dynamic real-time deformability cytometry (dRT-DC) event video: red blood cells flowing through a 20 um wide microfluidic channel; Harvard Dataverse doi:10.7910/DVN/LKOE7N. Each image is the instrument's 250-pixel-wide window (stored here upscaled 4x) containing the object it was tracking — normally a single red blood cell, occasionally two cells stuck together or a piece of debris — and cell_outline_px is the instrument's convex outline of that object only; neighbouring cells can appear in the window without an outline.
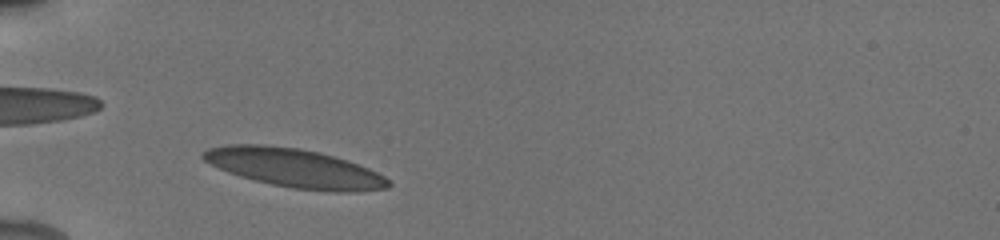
{"species": "human", "species_latin": "Homo sapiens", "temperature_condition": "cold", "stored_images_in_passage": 15, "camera_frame_rate_fps": 3000, "um_per_image_px": 0.085, "donor": {"sex": "male"}, "frame": {"image": 1, "passage_image": 4, "time_ms": 1.0, "image_size_px": [1000, 240], "cell_outline_px": [[392, 184], [388, 188], [352, 192], [328, 192], [292, 188], [272, 184], [240, 176], [228, 172], [204, 160], [200, 156], [200, 152], [208, 148], [228, 144], [264, 144], [300, 148], [320, 152], [368, 168], [384, 176]], "centroid_in_image_um": [25.01, 14.28], "position_along_channel_um": 60.0, "area_um2": 41.79}}
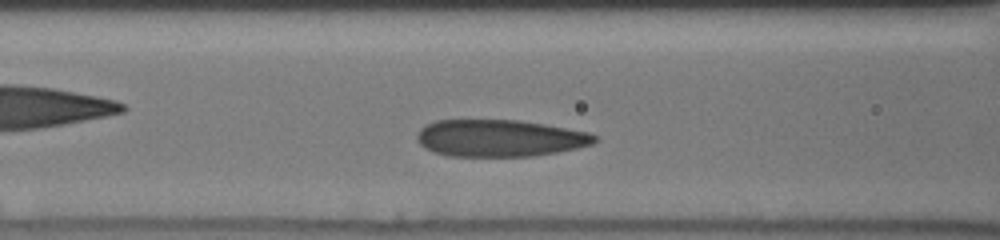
{"frame": {"image": 2, "passage_image": 11, "time_ms": 3.0, "image_size_px": [1000, 240], "cell_outline_px": [[600, 140], [592, 144], [576, 148], [556, 152], [532, 156], [448, 156], [432, 152], [424, 148], [416, 140], [416, 136], [420, 128], [424, 124], [436, 120], [516, 120], [544, 124], [588, 132], [600, 136]], "centroid_in_image_um": [42.45, 11.74], "position_along_channel_um": 124.2, "area_um2": 38.55}}